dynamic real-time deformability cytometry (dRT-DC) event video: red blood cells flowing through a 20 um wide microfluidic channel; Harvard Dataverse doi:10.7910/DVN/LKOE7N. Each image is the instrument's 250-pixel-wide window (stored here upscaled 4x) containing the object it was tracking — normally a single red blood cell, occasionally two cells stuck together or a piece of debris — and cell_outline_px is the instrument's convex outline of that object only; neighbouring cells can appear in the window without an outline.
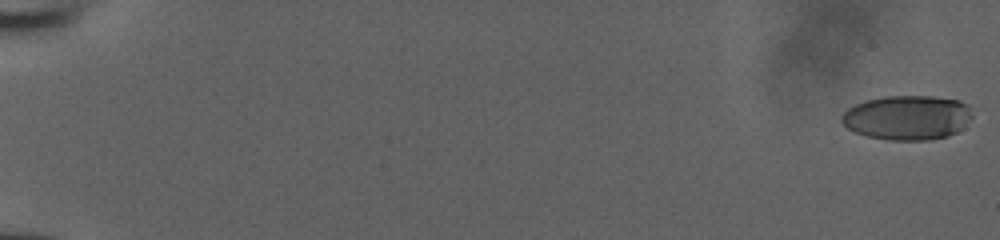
{"species": "human", "species_latin": "Homo sapiens", "temperature_condition": "room temperature", "stored_images_in_passage": 53, "camera_frame_rate_fps": 3000, "um_per_image_px": 0.085, "donor": {"sex": "male"}, "frame": {"image": 1, "passage_image": 1, "time_ms": 0.0, "image_size_px": [1000, 240], "cell_outline_px": [[972, 116], [956, 132], [948, 136], [928, 140], [884, 140], [868, 136], [856, 132], [848, 128], [840, 120], [840, 116], [848, 108], [856, 104], [868, 100], [884, 96], [932, 96], [960, 100], [968, 104]], "centroid_in_image_um": [77.11, 9.99], "position_along_channel_um": 7.9, "area_um2": 33.81}}
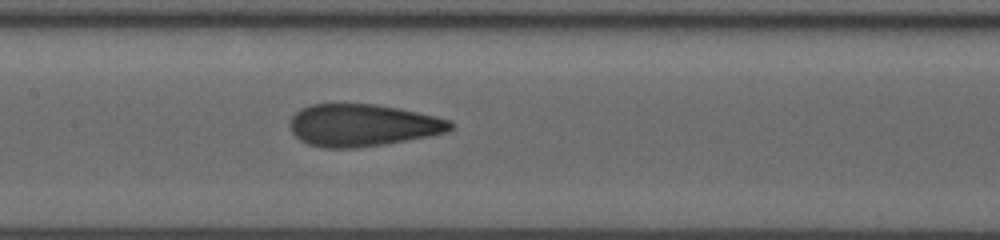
{"frame": {"image": 2, "passage_image": 29, "time_ms": 9.333, "image_size_px": [1000, 240], "cell_outline_px": [[452, 128], [448, 132], [428, 136], [384, 144], [356, 148], [324, 148], [308, 144], [300, 140], [292, 132], [288, 124], [292, 116], [300, 108], [312, 104], [376, 104], [400, 108], [436, 116], [448, 120], [452, 124]], "centroid_in_image_um": [30.79, 10.64], "position_along_channel_um": 176.6, "area_um2": 39.54}}
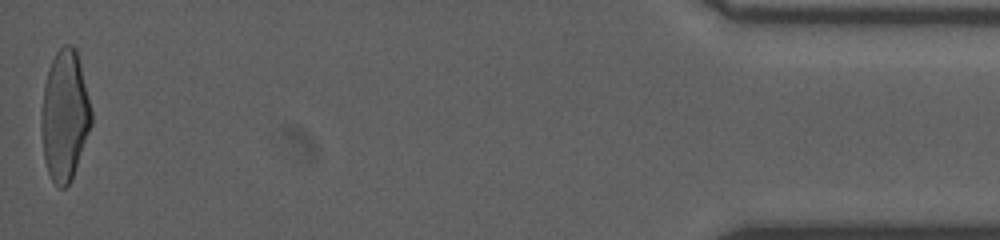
{"frame": {"image": 3, "passage_image": 53, "time_ms": 17.333, "image_size_px": [1000, 240], "cell_outline_px": [[92, 124], [72, 180], [64, 188], [60, 188], [52, 180], [48, 172], [44, 160], [40, 124], [40, 120], [44, 84], [52, 60], [56, 52], [64, 44], [72, 44], [76, 48], [92, 112]], "centroid_in_image_um": [5.49, 9.84], "position_along_channel_um": 429.7, "area_um2": 38.03}}